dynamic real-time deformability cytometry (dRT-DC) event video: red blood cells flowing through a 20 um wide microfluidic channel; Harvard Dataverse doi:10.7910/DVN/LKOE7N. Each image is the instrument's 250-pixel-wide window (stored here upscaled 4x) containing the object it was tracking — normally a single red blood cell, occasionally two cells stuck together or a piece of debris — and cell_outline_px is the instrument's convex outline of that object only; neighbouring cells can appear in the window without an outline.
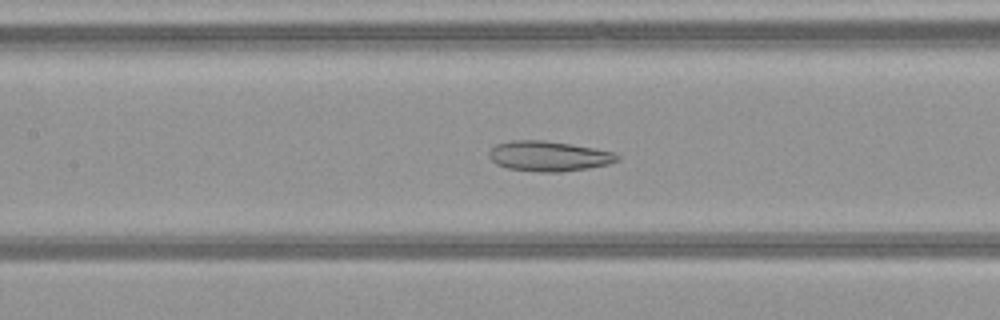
{"species": "common noctule bat (a hibernating species)", "species_latin": "Nyctalus noctula", "temperature_condition": "warm", "stored_images_in_passage": 41, "camera_frame_rate_fps": 3000, "um_per_image_px": 0.085, "animal": {"sex": "female", "body_mass_g": 21.9}, "frame": {"image": 1, "passage_image": 14, "time_ms": 4.333, "image_size_px": [1000, 320], "cell_outline_px": [[620, 160], [608, 164], [588, 168], [560, 172], [540, 172], [508, 168], [496, 164], [488, 156], [488, 152], [496, 144], [512, 140], [544, 140], [572, 144], [596, 148], [612, 152], [620, 156]], "centroid_in_image_um": [46.65, 13.26], "position_along_channel_um": 160.8, "area_um2": 22.6}}
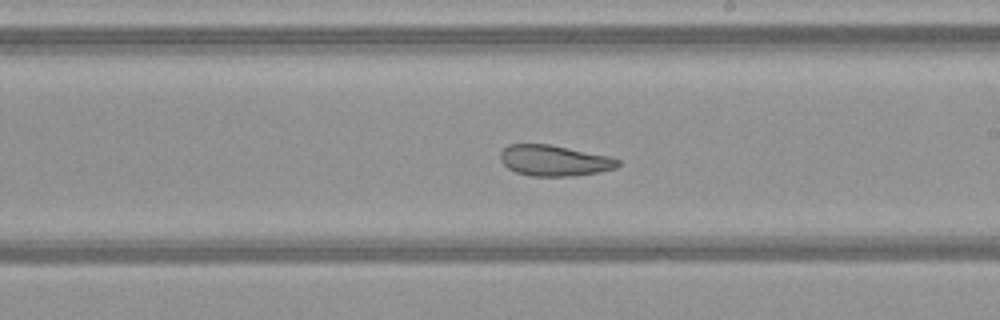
{"frame": {"image": 2, "passage_image": 20, "time_ms": 6.333, "image_size_px": [1000, 320], "cell_outline_px": [[620, 164], [616, 168], [600, 172], [572, 176], [532, 176], [516, 172], [508, 168], [500, 160], [500, 152], [508, 144], [548, 144], [612, 156], [620, 160]], "centroid_in_image_um": [47.14, 13.64], "position_along_channel_um": 241.9, "area_um2": 21.27}}
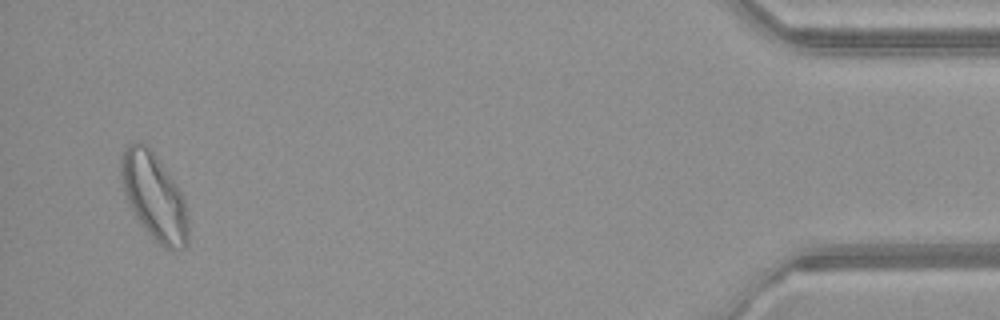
{"frame": {"image": 3, "passage_image": 39, "time_ms": 12.667, "image_size_px": [1000, 320], "cell_outline_px": [[188, 244], [184, 248], [172, 252], [164, 248], [148, 232], [136, 216], [128, 204], [124, 196], [120, 176], [120, 156], [128, 144], [148, 144], [176, 184], [184, 200], [188, 220]], "centroid_in_image_um": [13.09, 16.72], "position_along_channel_um": 422.1, "area_um2": 33.87}, "authors_computed_cell_mechanics": {"area_um2": 25.4898, "velocity_mm_per_s": 4.0701, "shape_relaxation_time_tau1_ms": null, "shape_relaxation_time_tau2_ms": 1.8288, "deformation_change_tau1": null, "deformation_change_tau2": 0.0881}}